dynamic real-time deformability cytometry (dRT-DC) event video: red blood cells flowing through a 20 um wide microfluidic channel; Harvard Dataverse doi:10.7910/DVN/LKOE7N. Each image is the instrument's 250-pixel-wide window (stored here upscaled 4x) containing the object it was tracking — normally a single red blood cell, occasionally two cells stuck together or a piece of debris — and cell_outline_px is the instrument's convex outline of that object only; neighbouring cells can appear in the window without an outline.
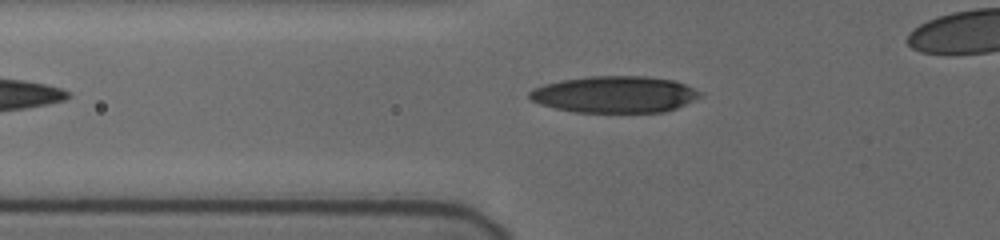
{"species": "human", "species_latin": "Homo sapiens", "temperature_condition": "cold", "stored_images_in_passage": 32, "camera_frame_rate_fps": 3000, "um_per_image_px": 0.085, "donor": {"sex": "female"}, "frame": {"image": 1, "passage_image": 2, "time_ms": 0.333, "image_size_px": [1000, 240], "cell_outline_px": [[704, 92], [700, 96], [676, 108], [664, 112], [576, 112], [556, 108], [540, 104], [532, 100], [528, 96], [528, 92], [532, 88], [544, 84], [560, 80], [588, 76], [648, 76], [672, 80], [684, 84]], "centroid_in_image_um": [52.22, 8.01], "position_along_channel_um": 73.6, "area_um2": 36.41}}
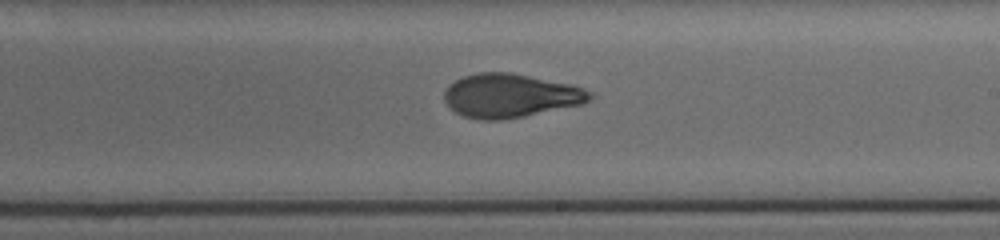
{"frame": {"image": 2, "passage_image": 16, "time_ms": 5.0, "image_size_px": [1000, 240], "cell_outline_px": [[592, 96], [584, 104], [524, 116], [500, 120], [480, 120], [464, 116], [456, 112], [444, 100], [444, 92], [448, 84], [464, 76], [480, 72], [512, 72], [572, 84], [584, 88], [592, 92]], "centroid_in_image_um": [43.39, 8.12], "position_along_channel_um": 245.6, "area_um2": 37.22}}
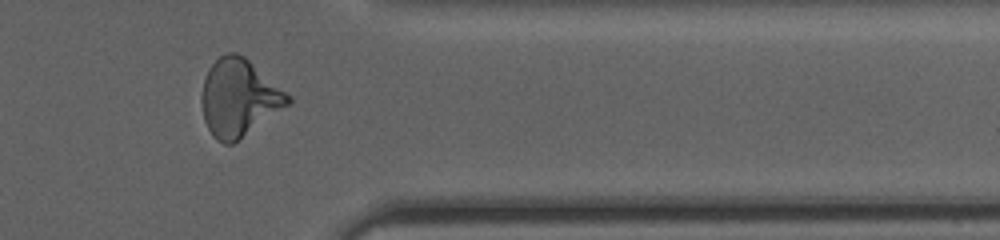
{"frame": {"image": 3, "passage_image": 28, "time_ms": 9.0, "image_size_px": [1000, 240], "cell_outline_px": [[292, 104], [232, 144], [224, 144], [216, 140], [212, 136], [204, 120], [200, 100], [200, 96], [204, 80], [208, 68], [220, 56], [228, 52], [236, 52], [244, 56], [292, 96]], "centroid_in_image_um": [20.32, 8.33], "position_along_channel_um": 391.1, "area_um2": 39.19}, "authors_computed_cell_mechanics": {"area_um2": 36.9342, "velocity_mm_per_s": 3.7654, "shape_relaxation_time_tau1_ms": 4.7153, "shape_relaxation_time_tau2_ms": 1.6583, "deformation_change_tau1": 0.18, "deformation_change_tau2": 0.0821}}